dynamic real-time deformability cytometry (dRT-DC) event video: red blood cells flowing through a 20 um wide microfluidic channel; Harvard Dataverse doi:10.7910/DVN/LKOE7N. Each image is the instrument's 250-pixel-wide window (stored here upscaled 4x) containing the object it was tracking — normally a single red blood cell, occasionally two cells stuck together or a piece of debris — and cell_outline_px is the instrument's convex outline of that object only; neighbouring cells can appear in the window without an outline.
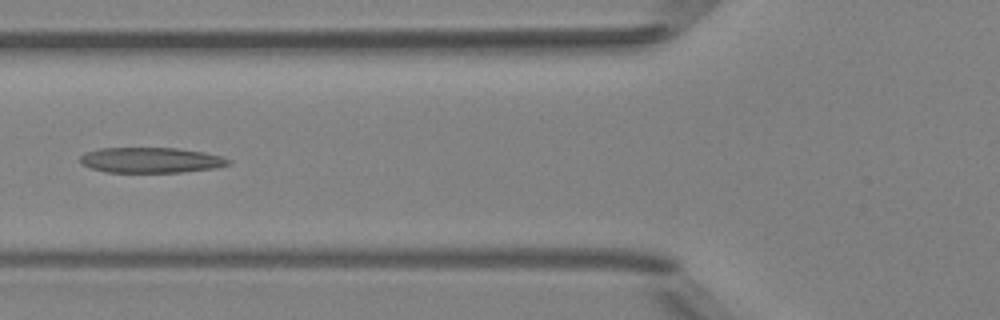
{"species": "Egyptian fruit bat (a non-hibernating species)", "species_latin": "Rousettus aegyptiacus", "temperature_condition": "room temperature", "stored_images_in_passage": 6, "camera_frame_rate_fps": 3000, "um_per_image_px": 0.085, "animal": {"sex": "female"}, "frame": {"image": 1, "passage_image": 5, "time_ms": 5.333, "image_size_px": [1000, 320], "cell_outline_px": [[232, 164], [216, 168], [184, 172], [104, 172], [88, 168], [80, 160], [80, 156], [84, 152], [100, 148], [176, 148], [204, 152], [220, 156], [232, 160]], "centroid_in_image_um": [12.84, 13.61], "position_along_channel_um": 113.0, "area_um2": 22.14}}
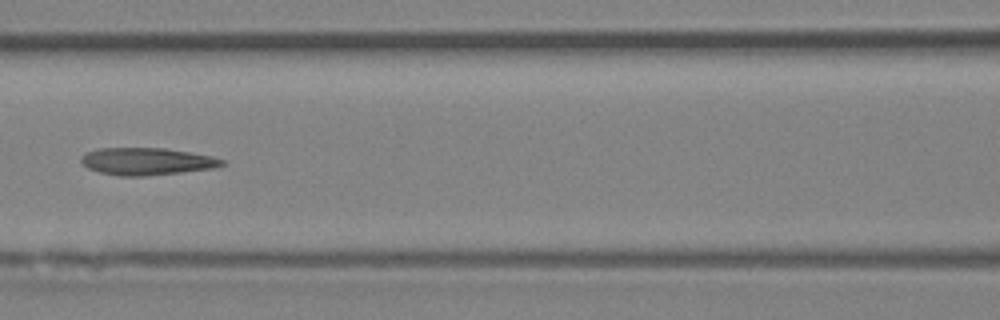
{"frame": {"image": 2, "passage_image": 6, "time_ms": 6.333, "image_size_px": [1000, 320], "cell_outline_px": [[228, 164], [216, 168], [144, 176], [120, 176], [100, 172], [88, 168], [80, 160], [80, 156], [96, 148], [164, 148], [212, 156], [224, 160]], "centroid_in_image_um": [12.5, 13.71], "position_along_channel_um": 154.1, "area_um2": 22.37}}